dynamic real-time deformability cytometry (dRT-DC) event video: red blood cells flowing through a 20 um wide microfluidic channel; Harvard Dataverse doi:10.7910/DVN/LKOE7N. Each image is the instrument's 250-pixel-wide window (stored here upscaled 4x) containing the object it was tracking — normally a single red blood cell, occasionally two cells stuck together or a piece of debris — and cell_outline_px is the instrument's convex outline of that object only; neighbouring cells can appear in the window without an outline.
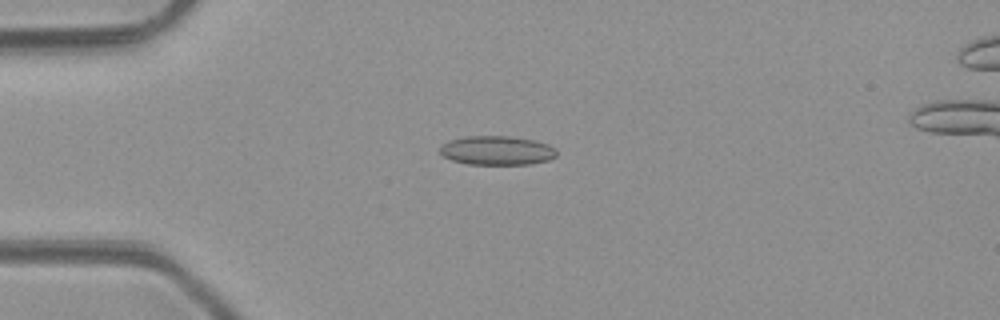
{"species": "common noctule bat (a hibernating species)", "species_latin": "Nyctalus noctula", "temperature_condition": "room temperature", "stored_images_in_passage": 5, "camera_frame_rate_fps": 3000, "um_per_image_px": 0.085, "animal": {"sex": "male", "body_mass_g": 23.1, "forearm_length_mm": 52.7}, "frame": {"image": 1, "passage_image": 3, "time_ms": 2.333, "image_size_px": [1000, 320], "cell_outline_px": [[556, 156], [548, 160], [532, 164], [468, 164], [452, 160], [444, 156], [440, 152], [440, 148], [448, 140], [468, 136], [508, 136], [536, 140], [548, 144], [556, 148]], "centroid_in_image_um": [42.27, 12.78], "position_along_channel_um": 42.7, "area_um2": 19.77}}
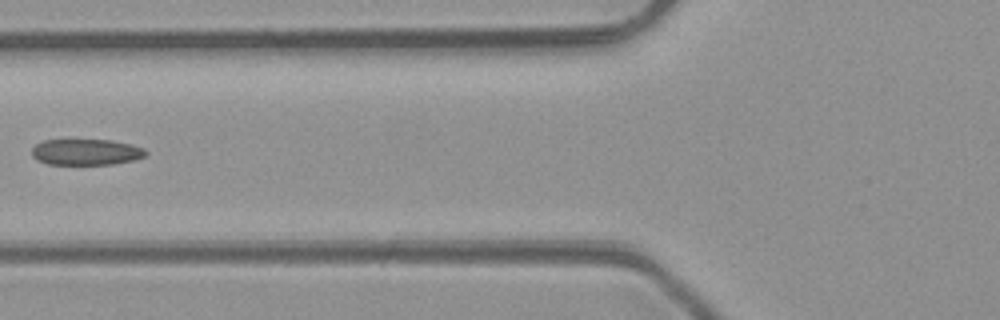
{"frame": {"image": 2, "passage_image": 5, "time_ms": 4.667, "image_size_px": [1000, 320], "cell_outline_px": [[148, 152], [144, 156], [132, 160], [112, 164], [48, 164], [36, 160], [32, 156], [32, 148], [36, 144], [44, 140], [112, 140], [132, 144], [144, 148]], "centroid_in_image_um": [7.31, 12.92], "position_along_channel_um": 118.5, "area_um2": 17.28}}